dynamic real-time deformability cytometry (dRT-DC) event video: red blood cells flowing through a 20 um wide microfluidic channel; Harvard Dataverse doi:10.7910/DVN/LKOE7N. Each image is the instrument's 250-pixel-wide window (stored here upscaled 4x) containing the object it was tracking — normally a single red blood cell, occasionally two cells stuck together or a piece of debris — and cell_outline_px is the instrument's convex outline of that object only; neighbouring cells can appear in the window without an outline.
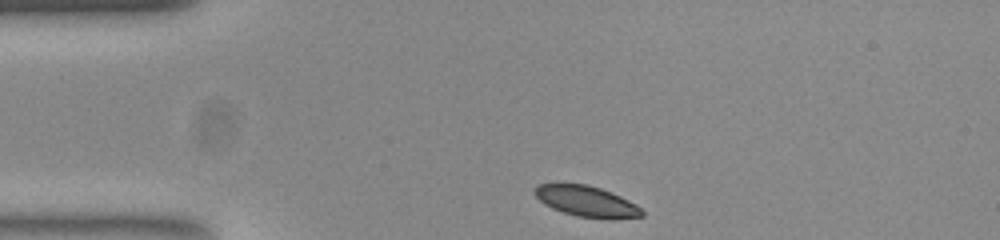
{"species": "common noctule bat (a hibernating species)", "species_latin": "Nyctalus noctula", "temperature_condition": "room temperature", "stored_images_in_passage": 35, "camera_frame_rate_fps": 3000, "um_per_image_px": 0.085, "animal": {"sex": "female", "body_mass_g": 23.0, "forearm_length_mm": 53.4}, "frame": {"image": 1, "passage_image": 1, "time_ms": 0.0, "image_size_px": [1000, 240], "cell_outline_px": [[644, 216], [616, 220], [612, 220], [576, 216], [552, 208], [544, 204], [532, 192], [532, 188], [536, 184], [556, 180], [588, 184], [612, 192], [636, 204], [644, 212]], "centroid_in_image_um": [49.78, 17.06], "position_along_channel_um": 35.2, "area_um2": 20.29}}
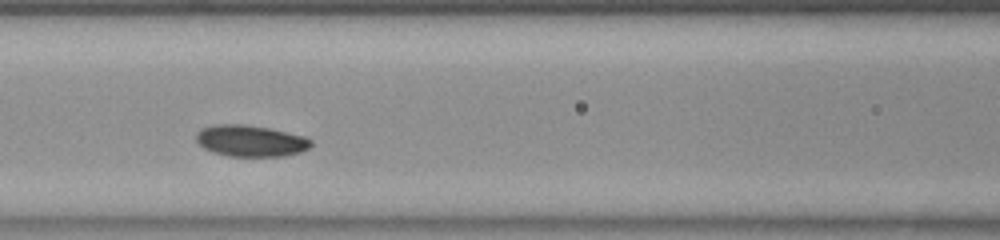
{"frame": {"image": 2, "passage_image": 13, "time_ms": 4.0, "image_size_px": [1000, 240], "cell_outline_px": [[312, 144], [308, 148], [300, 152], [284, 156], [228, 156], [212, 152], [204, 148], [196, 140], [196, 132], [200, 128], [216, 124], [244, 124], [268, 128], [304, 136], [312, 140]], "centroid_in_image_um": [21.27, 11.97], "position_along_channel_um": 145.3, "area_um2": 21.04}}
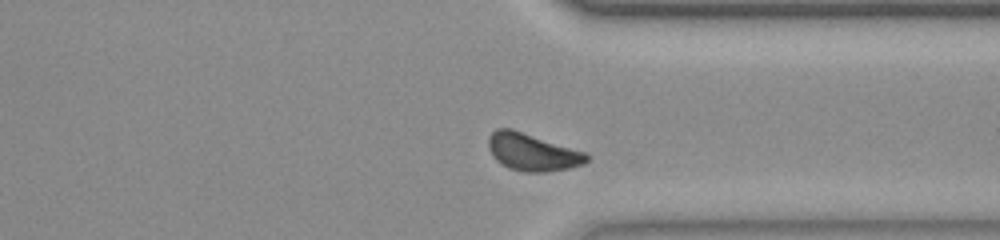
{"frame": {"image": 3, "passage_image": 31, "time_ms": 10.0, "image_size_px": [1000, 240], "cell_outline_px": [[588, 160], [584, 164], [568, 168], [548, 172], [524, 172], [508, 168], [496, 160], [492, 156], [488, 148], [488, 136], [496, 128], [512, 128], [584, 152], [588, 156]], "centroid_in_image_um": [45.2, 12.93], "position_along_channel_um": 366.2, "area_um2": 21.39}, "authors_computed_cell_mechanics": {"area_um2": 20.9814, "velocity_mm_per_s": 3.6977, "shape_relaxation_time_tau1_ms": 1.6523, "shape_relaxation_time_tau2_ms": null, "deformation_change_tau1": 0.0636, "deformation_change_tau2": null}}